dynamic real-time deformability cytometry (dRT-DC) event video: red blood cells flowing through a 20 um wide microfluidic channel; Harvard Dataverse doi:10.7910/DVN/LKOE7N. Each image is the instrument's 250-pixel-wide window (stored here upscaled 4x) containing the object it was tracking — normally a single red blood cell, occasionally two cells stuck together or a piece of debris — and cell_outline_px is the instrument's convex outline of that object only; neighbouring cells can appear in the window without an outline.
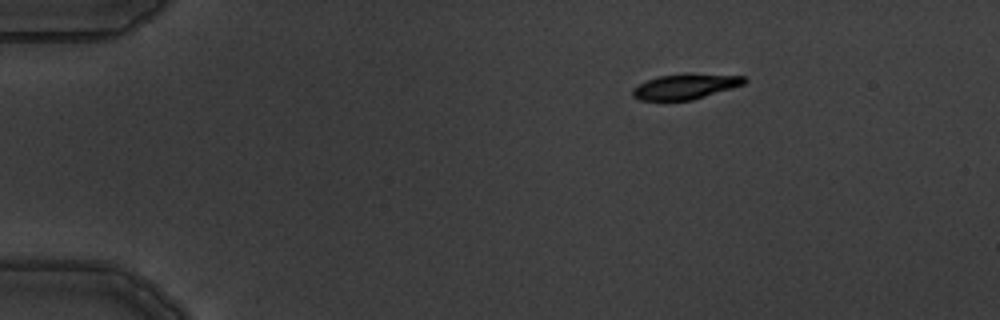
{"species": "common noctule bat (a hibernating species)", "species_latin": "Nyctalus noctula", "temperature_condition": "warm", "stored_images_in_passage": 7, "camera_frame_rate_fps": 3000, "um_per_image_px": 0.085, "animal": {"sex": "male", "body_mass_g": 19.5, "forearm_length_mm": 54.6}, "frame": {"image": 1, "passage_image": 2, "time_ms": 1.333, "image_size_px": [1000, 320], "cell_outline_px": [[748, 80], [744, 84], [732, 88], [692, 100], [640, 100], [632, 96], [632, 88], [656, 76], [684, 72], [688, 72], [744, 76]], "centroid_in_image_um": [58.27, 7.32], "position_along_channel_um": 26.7, "area_um2": 16.76}}
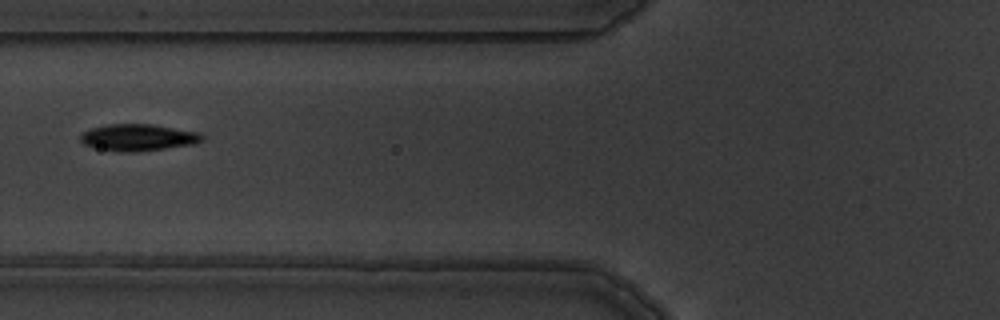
{"frame": {"image": 2, "passage_image": 6, "time_ms": 5.667, "image_size_px": [1000, 320], "cell_outline_px": [[204, 140], [196, 144], [136, 152], [120, 152], [92, 148], [84, 144], [80, 140], [80, 136], [84, 132], [92, 128], [108, 124], [152, 124], [200, 132], [204, 136]], "centroid_in_image_um": [11.76, 11.69], "position_along_channel_um": 114.0, "area_um2": 19.19}}
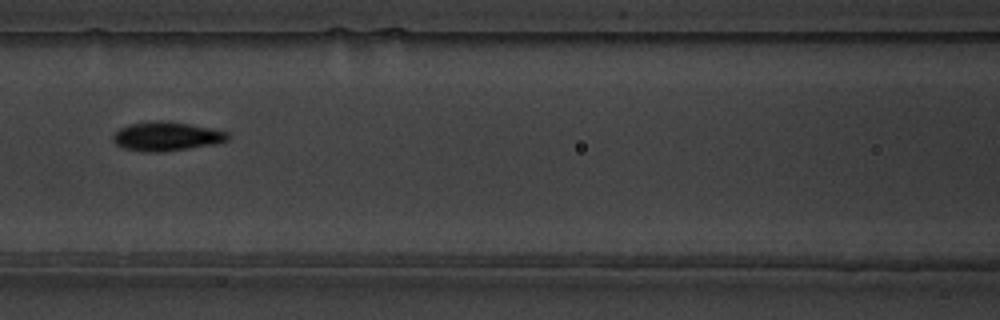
{"frame": {"image": 3, "passage_image": 7, "time_ms": 6.667, "image_size_px": [1000, 320], "cell_outline_px": [[232, 136], [228, 140], [216, 144], [164, 152], [140, 152], [124, 148], [116, 144], [112, 140], [112, 136], [120, 128], [128, 124], [156, 120], [160, 120], [188, 124], [228, 132]], "centroid_in_image_um": [14.14, 11.6], "position_along_channel_um": 152.5, "area_um2": 19.54}}